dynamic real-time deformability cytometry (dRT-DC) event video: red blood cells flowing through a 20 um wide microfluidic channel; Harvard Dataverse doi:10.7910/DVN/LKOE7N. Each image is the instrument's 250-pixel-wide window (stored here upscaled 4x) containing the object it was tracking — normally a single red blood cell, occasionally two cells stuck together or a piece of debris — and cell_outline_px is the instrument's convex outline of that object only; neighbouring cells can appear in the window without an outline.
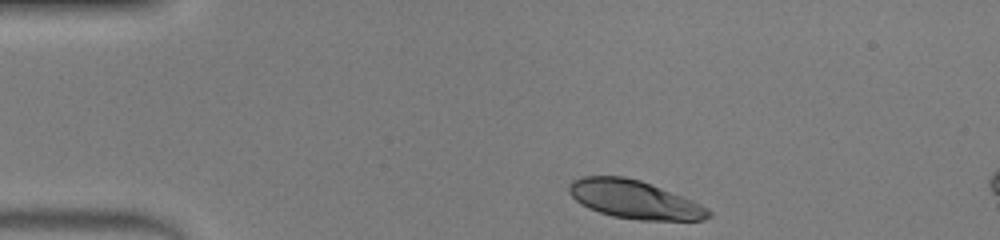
{"species": "human", "species_latin": "Homo sapiens", "temperature_condition": "warm", "stored_images_in_passage": 7, "camera_frame_rate_fps": 3000, "um_per_image_px": 0.085, "donor": {"sex": "male"}, "frame": {"image": 1, "passage_image": 1, "time_ms": 0.0, "image_size_px": [1000, 240], "cell_outline_px": [[712, 216], [704, 220], [640, 220], [612, 216], [588, 208], [580, 204], [568, 192], [568, 184], [572, 180], [584, 176], [624, 176], [640, 180], [692, 200], [708, 208], [712, 212]], "centroid_in_image_um": [53.91, 16.96], "position_along_channel_um": 31.1, "area_um2": 31.1}}